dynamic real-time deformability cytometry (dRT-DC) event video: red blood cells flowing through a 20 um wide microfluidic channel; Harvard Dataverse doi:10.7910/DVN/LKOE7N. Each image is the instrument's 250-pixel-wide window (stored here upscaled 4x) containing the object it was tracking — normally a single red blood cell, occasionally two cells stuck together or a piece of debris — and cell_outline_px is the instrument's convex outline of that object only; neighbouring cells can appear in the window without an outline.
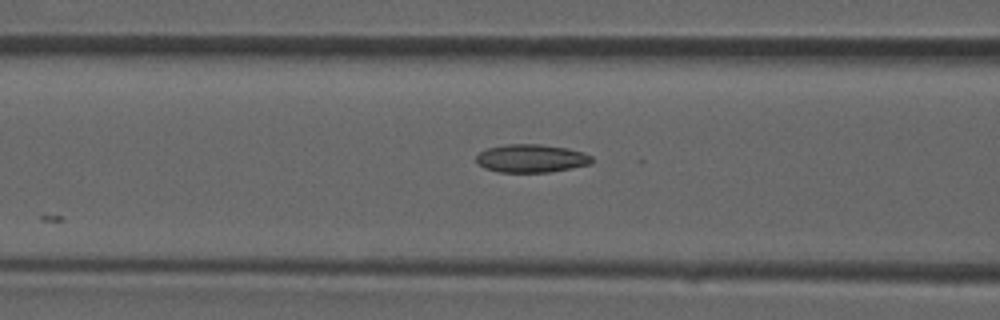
{"species": "common noctule bat (a hibernating species)", "species_latin": "Nyctalus noctula", "temperature_condition": "room temperature", "stored_images_in_passage": 21, "camera_frame_rate_fps": 3000, "um_per_image_px": 0.085, "animal": {"sex": "male", "forearm_length_mm": 52.5}, "frame": {"image": 1, "passage_image": 16, "time_ms": 5.0, "image_size_px": [1000, 320], "cell_outline_px": [[592, 164], [548, 172], [500, 172], [484, 168], [476, 164], [476, 156], [480, 152], [488, 148], [508, 144], [540, 144], [568, 148], [584, 152], [592, 156]], "centroid_in_image_um": [45.16, 13.46], "position_along_channel_um": 121.4, "area_um2": 19.02}}
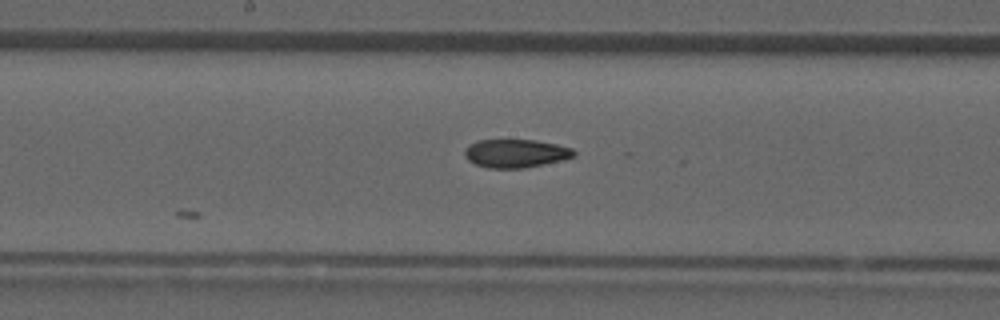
{"frame": {"image": 2, "passage_image": 21, "time_ms": 6.667, "image_size_px": [1000, 320], "cell_outline_px": [[576, 156], [564, 160], [524, 168], [488, 168], [476, 164], [468, 160], [464, 156], [464, 148], [480, 140], [536, 140], [556, 144], [572, 148], [576, 152]], "centroid_in_image_um": [43.86, 13.04], "position_along_channel_um": 204.3, "area_um2": 18.09}}